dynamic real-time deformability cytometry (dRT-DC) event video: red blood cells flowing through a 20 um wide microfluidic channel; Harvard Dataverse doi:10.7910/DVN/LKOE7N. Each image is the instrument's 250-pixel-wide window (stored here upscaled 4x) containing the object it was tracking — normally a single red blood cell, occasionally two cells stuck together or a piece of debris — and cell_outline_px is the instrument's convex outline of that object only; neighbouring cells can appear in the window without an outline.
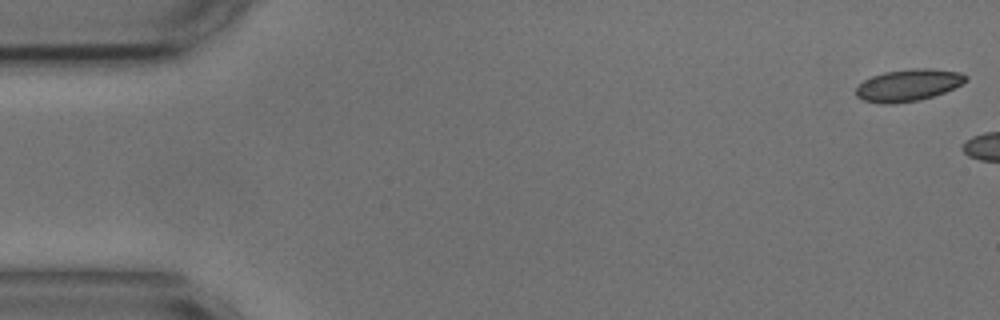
{"species": "common noctule bat (a hibernating species)", "species_latin": "Nyctalus noctula", "temperature_condition": "cold", "stored_images_in_passage": 5, "camera_frame_rate_fps": 3000, "um_per_image_px": 0.085, "animal": {"sex": "male", "body_mass_g": 17.9, "forearm_length_mm": 54.2}, "frame": {"image": 1, "passage_image": 1, "time_ms": 0.0, "image_size_px": [1000, 320], "cell_outline_px": [[968, 80], [944, 92], [920, 100], [896, 104], [880, 104], [864, 100], [856, 96], [856, 88], [864, 80], [872, 76], [884, 72], [916, 68], [928, 68], [960, 72], [968, 76]], "centroid_in_image_um": [77.19, 7.24], "position_along_channel_um": 7.8, "area_um2": 20.4}}